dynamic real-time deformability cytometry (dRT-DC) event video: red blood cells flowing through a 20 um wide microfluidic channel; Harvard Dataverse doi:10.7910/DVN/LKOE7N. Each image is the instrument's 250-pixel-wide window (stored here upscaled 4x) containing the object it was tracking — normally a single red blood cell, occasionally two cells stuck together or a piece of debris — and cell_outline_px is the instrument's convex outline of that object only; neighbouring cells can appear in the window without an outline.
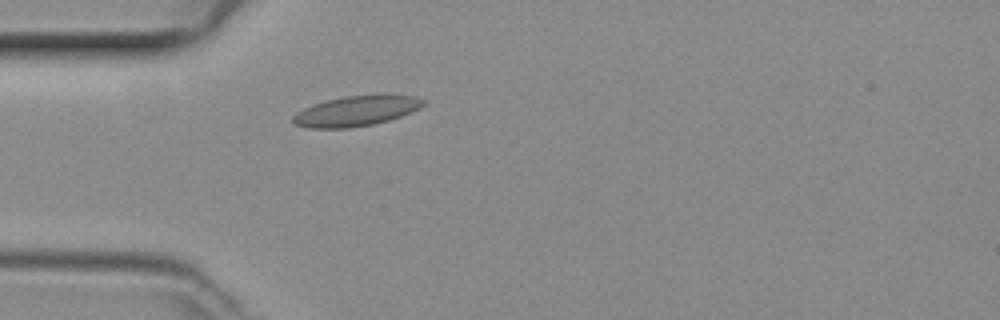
{"species": "common noctule bat (a hibernating species)", "species_latin": "Nyctalus noctula", "temperature_condition": "room temperature", "stored_images_in_passage": 21, "camera_frame_rate_fps": 3000, "um_per_image_px": 0.085, "animal": {"sex": "female", "body_mass_g": 29.2, "forearm_length_mm": 56.3}, "frame": {"image": 1, "passage_image": 1, "time_ms": 0.0, "image_size_px": [1000, 320], "cell_outline_px": [[424, 104], [400, 116], [388, 120], [372, 124], [348, 128], [308, 128], [296, 124], [292, 120], [292, 116], [296, 112], [312, 104], [344, 96], [380, 92], [384, 92], [416, 96], [424, 100]], "centroid_in_image_um": [30.28, 9.39], "position_along_channel_um": 54.7, "area_um2": 23.29}}
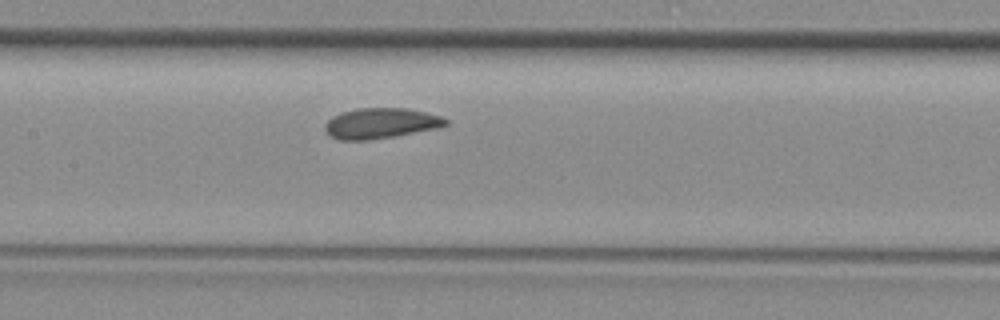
{"frame": {"image": 2, "passage_image": 10, "time_ms": 3.0, "image_size_px": [1000, 320], "cell_outline_px": [[448, 124], [432, 128], [392, 136], [364, 140], [340, 140], [332, 136], [324, 128], [324, 124], [332, 116], [340, 112], [356, 108], [408, 108], [440, 116], [448, 120]], "centroid_in_image_um": [32.29, 10.45], "position_along_channel_um": 175.1, "area_um2": 20.98}}
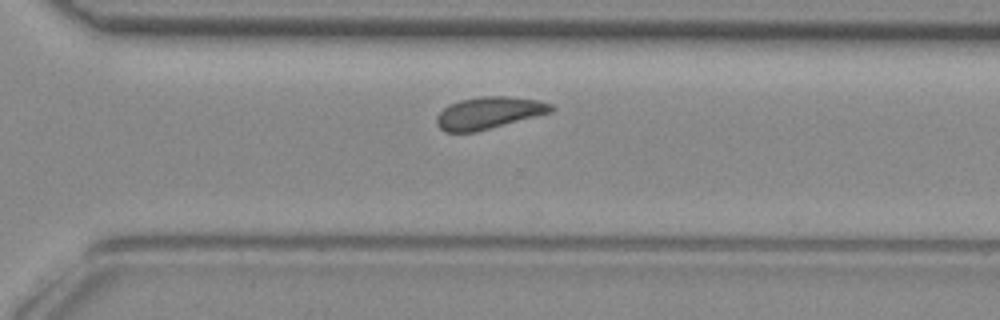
{"frame": {"image": 3, "passage_image": 21, "time_ms": 6.667, "image_size_px": [1000, 320], "cell_outline_px": [[556, 108], [552, 112], [476, 132], [444, 132], [436, 124], [436, 116], [444, 108], [460, 100], [480, 96], [508, 96], [536, 100], [552, 104]], "centroid_in_image_um": [41.55, 9.6], "position_along_channel_um": 329.0, "area_um2": 21.33}}